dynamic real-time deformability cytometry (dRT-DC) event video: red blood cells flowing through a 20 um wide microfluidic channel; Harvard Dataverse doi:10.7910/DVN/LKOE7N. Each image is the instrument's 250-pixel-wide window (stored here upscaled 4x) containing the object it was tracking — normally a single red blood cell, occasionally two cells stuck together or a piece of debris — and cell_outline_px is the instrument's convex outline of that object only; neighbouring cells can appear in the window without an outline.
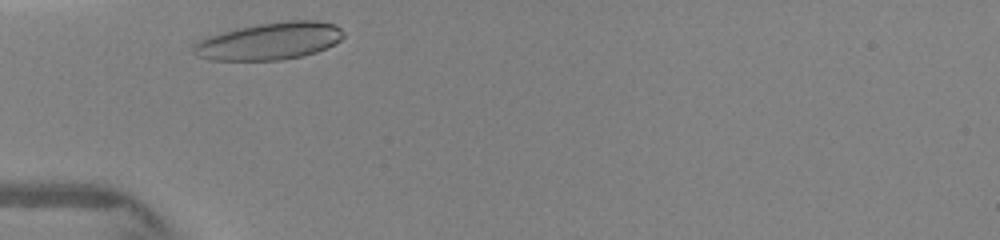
{"species": "human", "species_latin": "Homo sapiens", "temperature_condition": "warm", "stored_images_in_passage": 12, "camera_frame_rate_fps": 3000, "um_per_image_px": 0.085, "donor": {"sex": "female"}, "frame": {"image": 1, "passage_image": 1, "time_ms": 0.0, "image_size_px": [1000, 240], "cell_outline_px": [[344, 36], [340, 40], [316, 52], [300, 56], [280, 60], [212, 60], [196, 56], [192, 52], [192, 44], [208, 36], [236, 28], [260, 24], [288, 20], [316, 20], [336, 24], [344, 32]], "centroid_in_image_um": [22.88, 3.49], "position_along_channel_um": 62.1, "area_um2": 32.54}}
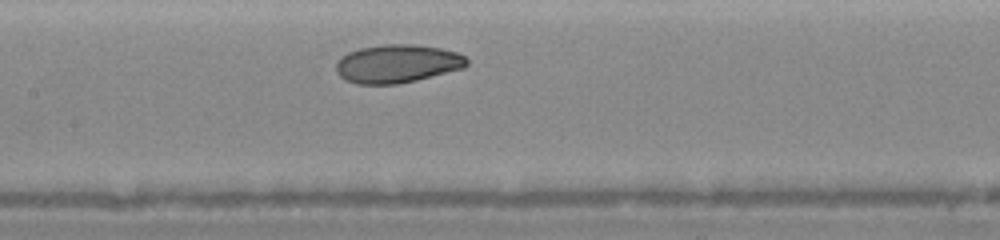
{"frame": {"image": 2, "passage_image": 7, "time_ms": 2.667, "image_size_px": [1000, 240], "cell_outline_px": [[468, 64], [464, 68], [416, 80], [396, 84], [356, 84], [344, 80], [336, 72], [336, 64], [340, 56], [348, 52], [360, 48], [380, 44], [412, 44], [440, 48], [456, 52], [464, 56], [468, 60]], "centroid_in_image_um": [33.73, 5.41], "position_along_channel_um": 173.7, "area_um2": 29.3}}
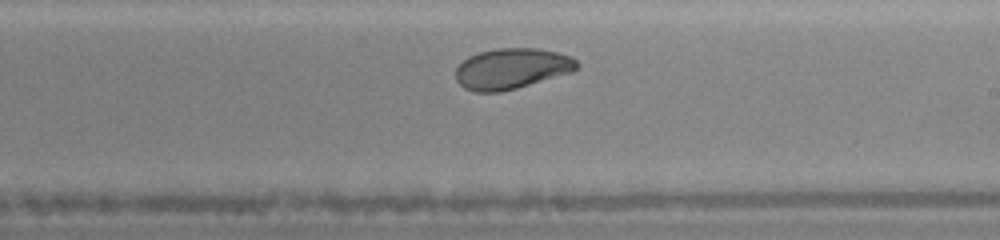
{"frame": {"image": 3, "passage_image": 11, "time_ms": 4.333, "image_size_px": [1000, 240], "cell_outline_px": [[580, 64], [572, 72], [516, 88], [500, 92], [476, 92], [464, 88], [456, 80], [456, 68], [468, 56], [480, 52], [500, 48], [536, 48], [556, 52], [572, 56]], "centroid_in_image_um": [43.49, 5.83], "position_along_channel_um": 245.5, "area_um2": 28.61}}